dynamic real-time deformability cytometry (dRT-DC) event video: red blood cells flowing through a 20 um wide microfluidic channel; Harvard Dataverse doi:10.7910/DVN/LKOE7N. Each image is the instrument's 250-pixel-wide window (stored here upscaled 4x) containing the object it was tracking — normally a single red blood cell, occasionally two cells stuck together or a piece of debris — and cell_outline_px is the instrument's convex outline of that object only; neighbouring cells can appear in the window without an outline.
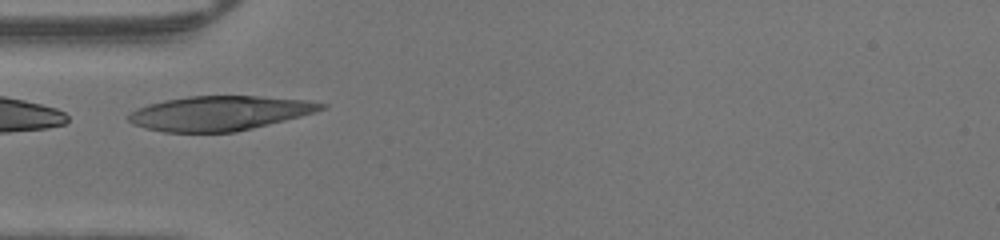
{"species": "human", "species_latin": "Homo sapiens", "temperature_condition": "warm", "stored_images_in_passage": 33, "camera_frame_rate_fps": 3000, "um_per_image_px": 0.085, "donor": {"sex": "male"}, "frame": {"image": 1, "passage_image": 1, "time_ms": 0.0, "image_size_px": [1000, 240], "cell_outline_px": [[328, 104], [324, 108], [316, 112], [236, 132], [164, 132], [144, 128], [132, 124], [124, 116], [148, 104], [164, 100], [188, 96], [260, 96], [308, 100]], "centroid_in_image_um": [18.64, 9.62], "position_along_channel_um": 66.4, "area_um2": 38.73}}
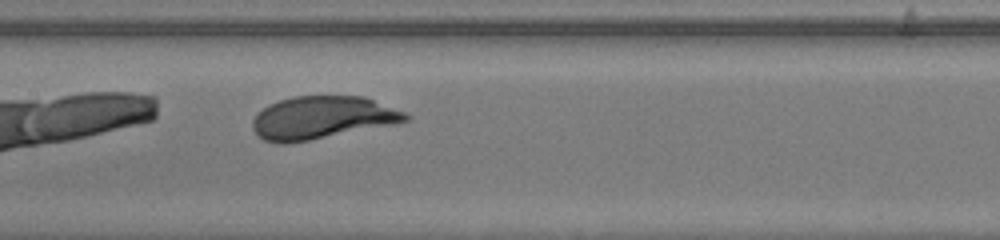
{"frame": {"image": 2, "passage_image": 9, "time_ms": 2.667, "image_size_px": [1000, 240], "cell_outline_px": [[412, 116], [408, 120], [396, 124], [308, 140], [284, 144], [280, 144], [264, 140], [252, 128], [252, 120], [268, 104], [280, 100], [296, 96], [364, 96], [404, 112]], "centroid_in_image_um": [27.4, 10.0], "position_along_channel_um": 180.0, "area_um2": 37.8}}
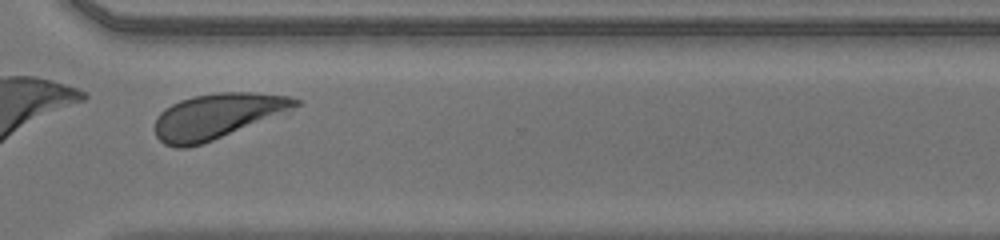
{"frame": {"image": 3, "passage_image": 21, "time_ms": 6.667, "image_size_px": [1000, 240], "cell_outline_px": [[300, 104], [292, 108], [212, 140], [188, 148], [176, 148], [164, 144], [156, 136], [156, 116], [164, 108], [180, 100], [192, 96], [216, 92], [256, 92], [288, 96], [300, 100]], "centroid_in_image_um": [18.37, 9.85], "position_along_channel_um": 352.2, "area_um2": 36.24}}